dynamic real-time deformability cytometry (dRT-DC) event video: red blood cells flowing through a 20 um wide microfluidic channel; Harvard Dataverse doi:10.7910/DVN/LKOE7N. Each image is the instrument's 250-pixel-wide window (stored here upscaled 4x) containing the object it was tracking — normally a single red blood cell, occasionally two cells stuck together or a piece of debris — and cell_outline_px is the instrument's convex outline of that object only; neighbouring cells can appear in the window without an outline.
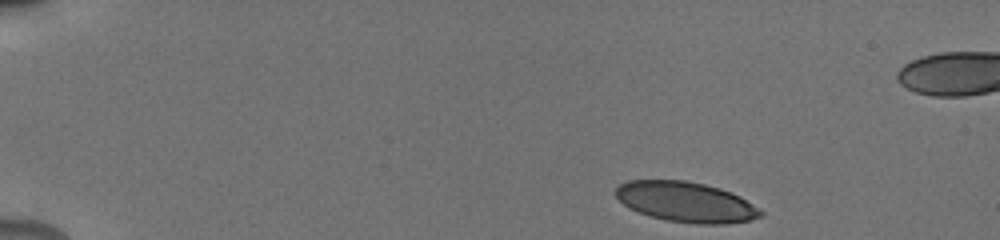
{"species": "human", "species_latin": "Homo sapiens", "temperature_condition": "cold", "stored_images_in_passage": 18, "camera_frame_rate_fps": 3000, "um_per_image_px": 0.085, "donor": {"sex": "male"}, "frame": {"image": 1, "passage_image": 1, "time_ms": 0.0, "image_size_px": [1000, 240], "cell_outline_px": [[764, 212], [760, 216], [752, 220], [728, 224], [696, 224], [668, 220], [652, 216], [628, 208], [616, 196], [616, 188], [620, 184], [628, 180], [684, 180], [704, 184], [720, 188], [732, 192], [740, 196]], "centroid_in_image_um": [58.33, 17.16], "position_along_channel_um": 26.7, "area_um2": 33.87}}